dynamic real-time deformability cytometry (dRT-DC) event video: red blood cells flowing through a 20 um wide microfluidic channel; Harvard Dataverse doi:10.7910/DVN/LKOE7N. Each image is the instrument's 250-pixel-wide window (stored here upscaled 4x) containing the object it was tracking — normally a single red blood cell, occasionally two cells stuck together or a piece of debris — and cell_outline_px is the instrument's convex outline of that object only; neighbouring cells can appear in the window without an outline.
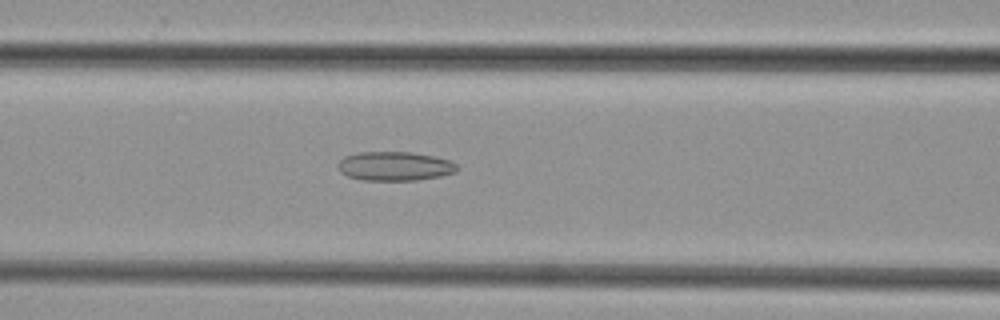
{"species": "common noctule bat (a hibernating species)", "species_latin": "Nyctalus noctula", "temperature_condition": "cold", "stored_images_in_passage": 33, "camera_frame_rate_fps": 3000, "um_per_image_px": 0.085, "animal": {"sex": "female", "body_mass_g": 29.2, "forearm_length_mm": 56.3}, "frame": {"image": 1, "passage_image": 5, "time_ms": 1.333, "image_size_px": [1000, 320], "cell_outline_px": [[460, 168], [456, 172], [440, 176], [416, 180], [360, 180], [348, 176], [340, 172], [336, 164], [344, 156], [360, 152], [412, 152], [436, 156], [448, 160], [456, 164]], "centroid_in_image_um": [33.55, 14.12], "position_along_channel_um": 133.1, "area_um2": 20.35}}
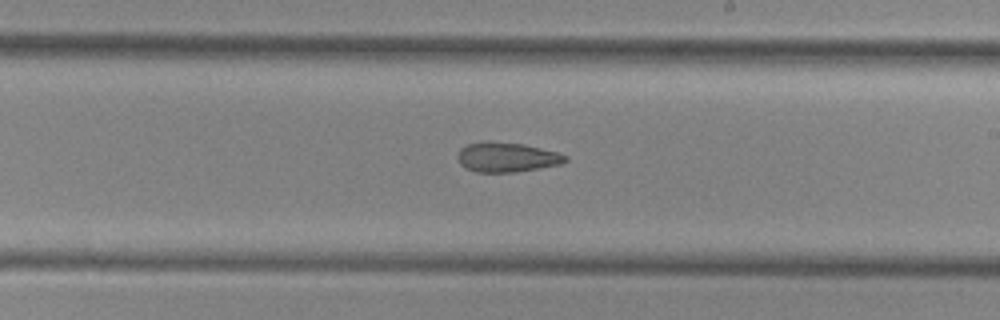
{"frame": {"image": 2, "passage_image": 13, "time_ms": 4.0, "image_size_px": [1000, 320], "cell_outline_px": [[568, 160], [560, 164], [540, 168], [516, 172], [476, 172], [464, 168], [460, 164], [456, 156], [460, 148], [468, 144], [480, 140], [488, 140], [524, 144], [556, 152], [568, 156]], "centroid_in_image_um": [43.02, 13.35], "position_along_channel_um": 246.0, "area_um2": 18.96}}
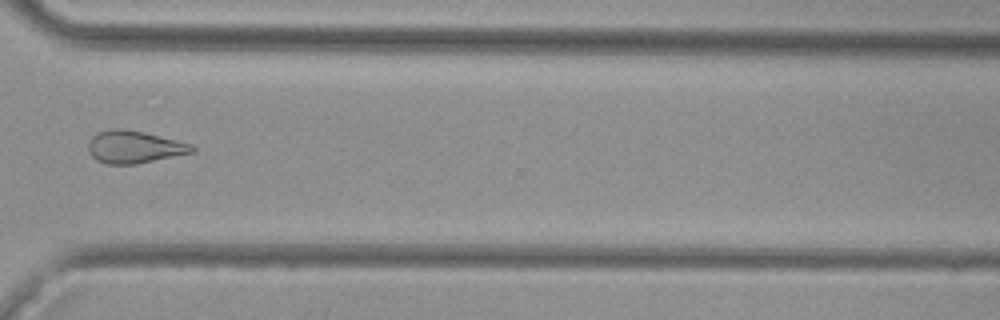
{"frame": {"image": 3, "passage_image": 21, "time_ms": 6.667, "image_size_px": [1000, 320], "cell_outline_px": [[196, 148], [192, 152], [136, 164], [108, 164], [96, 160], [88, 152], [88, 144], [92, 136], [100, 132], [112, 128], [120, 128], [140, 132], [176, 140], [192, 144]], "centroid_in_image_um": [11.37, 12.5], "position_along_channel_um": 359.2, "area_um2": 19.25}}